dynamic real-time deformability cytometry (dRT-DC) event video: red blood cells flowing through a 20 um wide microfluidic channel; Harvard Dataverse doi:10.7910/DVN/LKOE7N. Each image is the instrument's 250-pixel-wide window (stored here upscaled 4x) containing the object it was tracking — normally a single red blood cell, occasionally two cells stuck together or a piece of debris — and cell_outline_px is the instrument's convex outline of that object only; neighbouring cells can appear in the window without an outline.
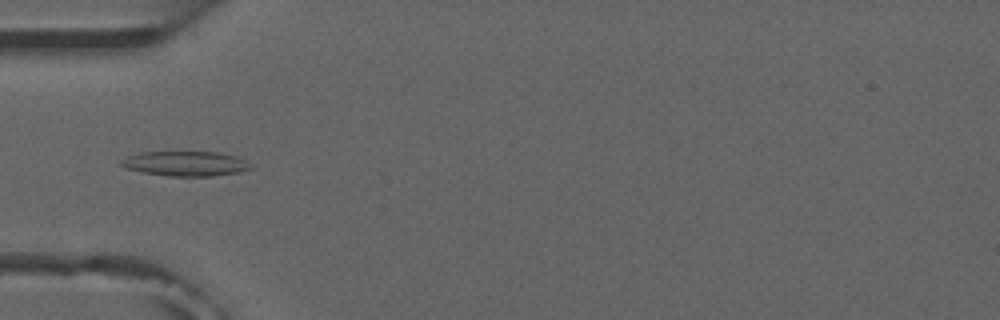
{"species": "common noctule bat (a hibernating species)", "species_latin": "Nyctalus noctula", "temperature_condition": "room temperature", "stored_images_in_passage": 5, "camera_frame_rate_fps": 3000, "um_per_image_px": 0.085, "animal": {"sex": "male", "forearm_length_mm": 52.5}, "frame": {"image": 1, "passage_image": 5, "time_ms": 4.667, "image_size_px": [1000, 320], "cell_outline_px": [[256, 168], [240, 172], [212, 176], [168, 176], [144, 172], [124, 168], [120, 164], [120, 160], [128, 156], [140, 152], [216, 152], [236, 156], [252, 164]], "centroid_in_image_um": [15.8, 13.91], "position_along_channel_um": 69.2, "area_um2": 18.84}}